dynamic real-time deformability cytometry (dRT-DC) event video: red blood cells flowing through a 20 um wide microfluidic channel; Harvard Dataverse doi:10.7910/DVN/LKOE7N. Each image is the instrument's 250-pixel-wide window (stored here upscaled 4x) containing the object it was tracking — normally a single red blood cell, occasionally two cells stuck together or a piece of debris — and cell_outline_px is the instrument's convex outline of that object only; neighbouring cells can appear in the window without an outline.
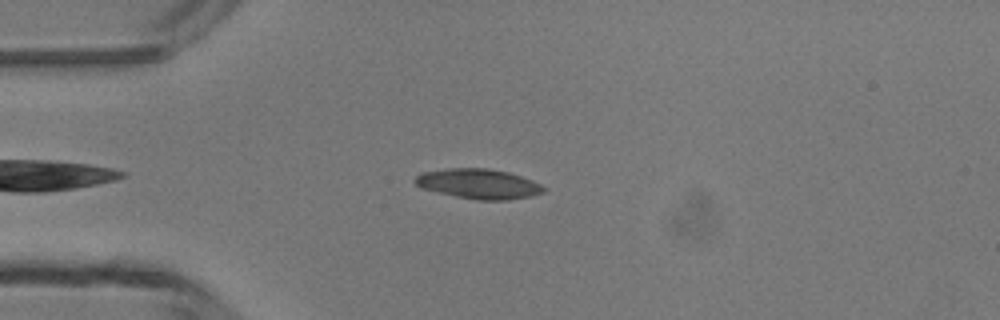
{"species": "common noctule bat (a hibernating species)", "species_latin": "Nyctalus noctula", "temperature_condition": "room temperature", "stored_images_in_passage": 4, "camera_frame_rate_fps": 3000, "um_per_image_px": 0.085, "animal": {"sex": "male", "body_mass_g": 13.3}, "frame": {"image": 1, "passage_image": 3, "time_ms": 3.333, "image_size_px": [1000, 320], "cell_outline_px": [[548, 188], [544, 192], [532, 196], [508, 200], [476, 200], [456, 196], [420, 188], [412, 180], [416, 176], [424, 172], [448, 168], [488, 168], [508, 172], [532, 180]], "centroid_in_image_um": [40.7, 15.63], "position_along_channel_um": 44.3, "area_um2": 22.48}}